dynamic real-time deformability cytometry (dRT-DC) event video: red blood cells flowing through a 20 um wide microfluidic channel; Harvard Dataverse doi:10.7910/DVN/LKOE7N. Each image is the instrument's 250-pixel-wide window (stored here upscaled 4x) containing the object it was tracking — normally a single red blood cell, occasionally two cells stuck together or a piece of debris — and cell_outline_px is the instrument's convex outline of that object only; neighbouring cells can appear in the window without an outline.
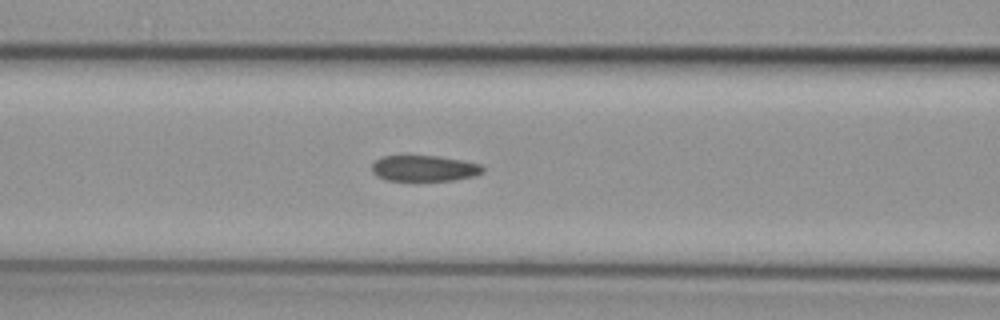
{"species": "common noctule bat (a hibernating species)", "species_latin": "Nyctalus noctula", "temperature_condition": "cold", "stored_images_in_passage": 18, "camera_frame_rate_fps": 3000, "um_per_image_px": 0.085, "animal": {"sex": "female", "body_mass_g": 29.2, "forearm_length_mm": 56.3}, "frame": {"image": 1, "passage_image": 13, "time_ms": 4.0, "image_size_px": [1000, 320], "cell_outline_px": [[484, 172], [476, 176], [456, 180], [384, 180], [376, 176], [372, 172], [372, 164], [376, 160], [384, 156], [436, 156], [460, 160], [480, 164], [484, 168]], "centroid_in_image_um": [36.07, 14.32], "position_along_channel_um": 130.5, "area_um2": 16.7}}
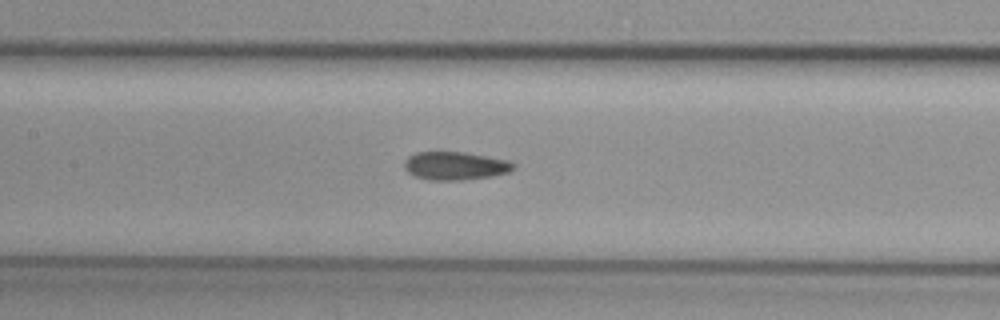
{"frame": {"image": 2, "passage_image": 16, "time_ms": 5.0, "image_size_px": [1000, 320], "cell_outline_px": [[516, 168], [508, 172], [492, 176], [464, 180], [428, 180], [416, 176], [408, 172], [404, 168], [404, 160], [408, 156], [416, 152], [464, 152], [508, 160], [516, 164]], "centroid_in_image_um": [38.7, 14.09], "position_along_channel_um": 168.7, "area_um2": 18.03}}